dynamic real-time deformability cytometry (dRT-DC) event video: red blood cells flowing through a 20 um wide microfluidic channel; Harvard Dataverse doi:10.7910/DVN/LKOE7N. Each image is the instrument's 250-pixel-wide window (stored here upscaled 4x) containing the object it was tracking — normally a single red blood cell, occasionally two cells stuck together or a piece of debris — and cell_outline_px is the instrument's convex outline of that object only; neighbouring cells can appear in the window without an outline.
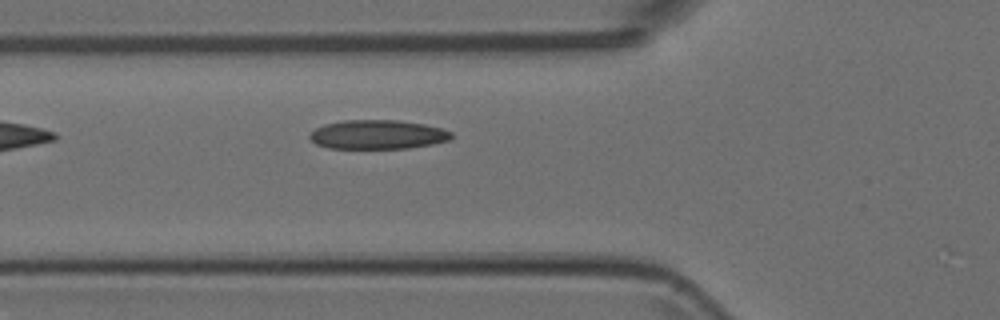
{"species": "Egyptian fruit bat (a non-hibernating species)", "species_latin": "Rousettus aegyptiacus", "temperature_condition": "room temperature", "stored_images_in_passage": 5, "camera_frame_rate_fps": 3000, "um_per_image_px": 0.085, "animal": {"sex": "female"}, "frame": {"image": 1, "passage_image": 5, "time_ms": 1.333, "image_size_px": [1000, 320], "cell_outline_px": [[452, 140], [432, 144], [408, 148], [328, 148], [316, 144], [308, 136], [316, 128], [324, 124], [344, 120], [396, 120], [424, 124], [444, 128], [452, 132]], "centroid_in_image_um": [32.14, 11.43], "position_along_channel_um": 93.7, "area_um2": 24.1}}